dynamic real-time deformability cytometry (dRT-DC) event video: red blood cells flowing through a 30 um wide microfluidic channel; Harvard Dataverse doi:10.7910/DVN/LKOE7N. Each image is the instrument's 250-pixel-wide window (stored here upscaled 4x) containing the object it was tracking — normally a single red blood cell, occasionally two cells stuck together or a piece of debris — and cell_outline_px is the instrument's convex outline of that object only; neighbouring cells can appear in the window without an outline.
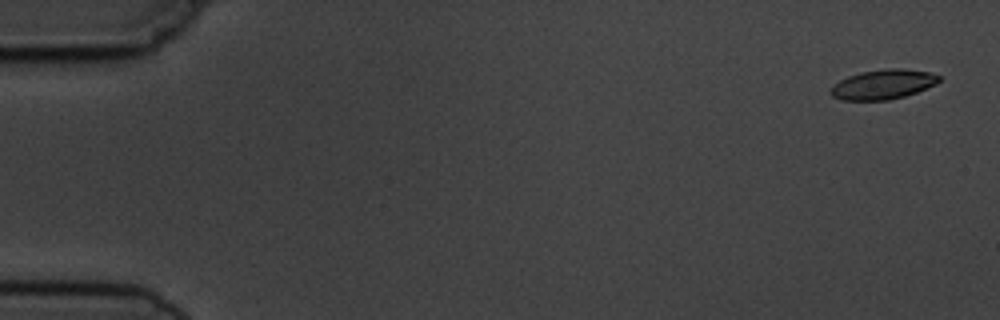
{"species": "common noctule bat (a hibernating species)", "species_latin": "Nyctalus noctula", "temperature_condition": "cold", "stored_images_in_passage": 4, "camera_frame_rate_fps": 3000, "um_per_image_px": 0.085, "animal": {"sex": "male", "body_mass_g": 19.5, "forearm_length_mm": 54.6}, "frame": {"image": 1, "passage_image": 1, "time_ms": 0.0, "image_size_px": [1000, 320], "cell_outline_px": [[940, 80], [936, 84], [916, 92], [904, 96], [888, 100], [840, 100], [832, 96], [828, 92], [840, 80], [848, 76], [860, 72], [884, 68], [904, 68], [932, 72], [940, 76]], "centroid_in_image_um": [75.07, 7.16], "position_along_channel_um": 9.9, "area_um2": 18.84}}
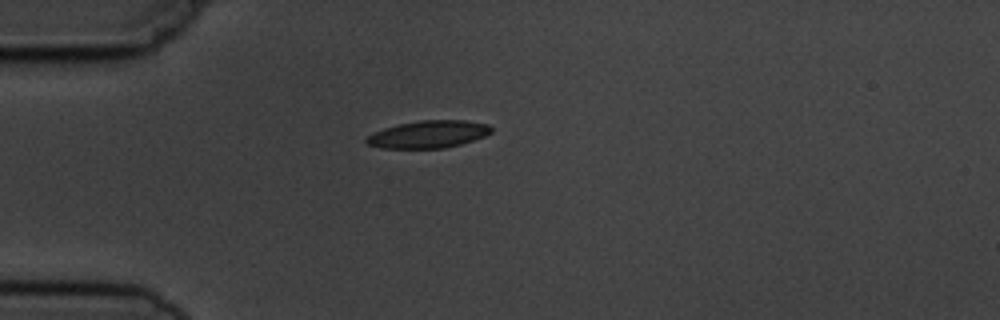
{"frame": {"image": 2, "passage_image": 4, "time_ms": 4.333, "image_size_px": [1000, 320], "cell_outline_px": [[492, 132], [484, 136], [460, 144], [444, 148], [384, 148], [368, 144], [364, 140], [368, 136], [384, 128], [400, 124], [420, 120], [464, 120], [488, 124], [492, 128]], "centroid_in_image_um": [36.44, 11.41], "position_along_channel_um": 48.6, "area_um2": 19.65}}